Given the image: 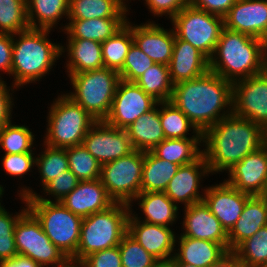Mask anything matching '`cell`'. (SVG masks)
Masks as SVG:
<instances>
[{"label":"cell","mask_w":267,"mask_h":267,"mask_svg":"<svg viewBox=\"0 0 267 267\" xmlns=\"http://www.w3.org/2000/svg\"><path fill=\"white\" fill-rule=\"evenodd\" d=\"M170 102L203 134L220 119L233 114V83L208 71L199 78L176 83Z\"/></svg>","instance_id":"1"},{"label":"cell","mask_w":267,"mask_h":267,"mask_svg":"<svg viewBox=\"0 0 267 267\" xmlns=\"http://www.w3.org/2000/svg\"><path fill=\"white\" fill-rule=\"evenodd\" d=\"M265 130L249 119L231 114L202 134L203 155L210 173L228 171L264 145Z\"/></svg>","instance_id":"2"},{"label":"cell","mask_w":267,"mask_h":267,"mask_svg":"<svg viewBox=\"0 0 267 267\" xmlns=\"http://www.w3.org/2000/svg\"><path fill=\"white\" fill-rule=\"evenodd\" d=\"M266 69L261 39L223 28L209 58V71L235 83Z\"/></svg>","instance_id":"3"},{"label":"cell","mask_w":267,"mask_h":267,"mask_svg":"<svg viewBox=\"0 0 267 267\" xmlns=\"http://www.w3.org/2000/svg\"><path fill=\"white\" fill-rule=\"evenodd\" d=\"M51 30L28 28L13 35L11 75L13 88L39 81L50 72L63 53L59 44L47 38ZM18 35L19 39L14 37Z\"/></svg>","instance_id":"4"},{"label":"cell","mask_w":267,"mask_h":267,"mask_svg":"<svg viewBox=\"0 0 267 267\" xmlns=\"http://www.w3.org/2000/svg\"><path fill=\"white\" fill-rule=\"evenodd\" d=\"M19 196L26 198L28 210L41 223L47 237L70 260L77 251L83 218L61 202L43 198L29 187L22 188Z\"/></svg>","instance_id":"5"},{"label":"cell","mask_w":267,"mask_h":267,"mask_svg":"<svg viewBox=\"0 0 267 267\" xmlns=\"http://www.w3.org/2000/svg\"><path fill=\"white\" fill-rule=\"evenodd\" d=\"M131 211L129 204L115 202L106 210L83 218L77 251L70 260L80 263L94 252L118 246L127 233Z\"/></svg>","instance_id":"6"},{"label":"cell","mask_w":267,"mask_h":267,"mask_svg":"<svg viewBox=\"0 0 267 267\" xmlns=\"http://www.w3.org/2000/svg\"><path fill=\"white\" fill-rule=\"evenodd\" d=\"M75 92L66 94L95 120H105L112 107L119 83V72L103 67L80 73H69Z\"/></svg>","instance_id":"7"},{"label":"cell","mask_w":267,"mask_h":267,"mask_svg":"<svg viewBox=\"0 0 267 267\" xmlns=\"http://www.w3.org/2000/svg\"><path fill=\"white\" fill-rule=\"evenodd\" d=\"M50 108L44 145L63 149L82 145L97 120L66 94L58 95Z\"/></svg>","instance_id":"8"},{"label":"cell","mask_w":267,"mask_h":267,"mask_svg":"<svg viewBox=\"0 0 267 267\" xmlns=\"http://www.w3.org/2000/svg\"><path fill=\"white\" fill-rule=\"evenodd\" d=\"M175 36L187 41L208 59L224 28V18L187 5L171 19Z\"/></svg>","instance_id":"9"},{"label":"cell","mask_w":267,"mask_h":267,"mask_svg":"<svg viewBox=\"0 0 267 267\" xmlns=\"http://www.w3.org/2000/svg\"><path fill=\"white\" fill-rule=\"evenodd\" d=\"M14 238L18 255L34 260L41 267H61L70 261L50 241L41 223L29 210L18 219Z\"/></svg>","instance_id":"10"},{"label":"cell","mask_w":267,"mask_h":267,"mask_svg":"<svg viewBox=\"0 0 267 267\" xmlns=\"http://www.w3.org/2000/svg\"><path fill=\"white\" fill-rule=\"evenodd\" d=\"M144 152L131 154L101 165L100 180L108 195L119 203L129 204L140 193Z\"/></svg>","instance_id":"11"},{"label":"cell","mask_w":267,"mask_h":267,"mask_svg":"<svg viewBox=\"0 0 267 267\" xmlns=\"http://www.w3.org/2000/svg\"><path fill=\"white\" fill-rule=\"evenodd\" d=\"M233 114L267 129V69L233 83Z\"/></svg>","instance_id":"12"},{"label":"cell","mask_w":267,"mask_h":267,"mask_svg":"<svg viewBox=\"0 0 267 267\" xmlns=\"http://www.w3.org/2000/svg\"><path fill=\"white\" fill-rule=\"evenodd\" d=\"M82 146L101 164L117 160L135 151L126 130L96 121L86 133Z\"/></svg>","instance_id":"13"},{"label":"cell","mask_w":267,"mask_h":267,"mask_svg":"<svg viewBox=\"0 0 267 267\" xmlns=\"http://www.w3.org/2000/svg\"><path fill=\"white\" fill-rule=\"evenodd\" d=\"M155 106H158V101L146 94L135 82L120 80L111 111L105 121L125 130L142 114L147 113Z\"/></svg>","instance_id":"14"},{"label":"cell","mask_w":267,"mask_h":267,"mask_svg":"<svg viewBox=\"0 0 267 267\" xmlns=\"http://www.w3.org/2000/svg\"><path fill=\"white\" fill-rule=\"evenodd\" d=\"M252 195L239 191L225 180L204 189L203 201L228 233L239 219L246 201Z\"/></svg>","instance_id":"15"},{"label":"cell","mask_w":267,"mask_h":267,"mask_svg":"<svg viewBox=\"0 0 267 267\" xmlns=\"http://www.w3.org/2000/svg\"><path fill=\"white\" fill-rule=\"evenodd\" d=\"M127 233L157 260H169L174 257L171 253L174 251L177 239L169 227L142 222L131 212L128 217Z\"/></svg>","instance_id":"16"},{"label":"cell","mask_w":267,"mask_h":267,"mask_svg":"<svg viewBox=\"0 0 267 267\" xmlns=\"http://www.w3.org/2000/svg\"><path fill=\"white\" fill-rule=\"evenodd\" d=\"M223 18L225 28L262 40L267 34V1L236 0Z\"/></svg>","instance_id":"17"},{"label":"cell","mask_w":267,"mask_h":267,"mask_svg":"<svg viewBox=\"0 0 267 267\" xmlns=\"http://www.w3.org/2000/svg\"><path fill=\"white\" fill-rule=\"evenodd\" d=\"M228 184L241 192L259 195L267 178V146L264 144L256 151L228 170Z\"/></svg>","instance_id":"18"},{"label":"cell","mask_w":267,"mask_h":267,"mask_svg":"<svg viewBox=\"0 0 267 267\" xmlns=\"http://www.w3.org/2000/svg\"><path fill=\"white\" fill-rule=\"evenodd\" d=\"M208 174H210L209 166L202 154L196 161L178 168L164 193L175 204L181 202L185 207L202 202L204 195L199 194V183L202 177Z\"/></svg>","instance_id":"19"},{"label":"cell","mask_w":267,"mask_h":267,"mask_svg":"<svg viewBox=\"0 0 267 267\" xmlns=\"http://www.w3.org/2000/svg\"><path fill=\"white\" fill-rule=\"evenodd\" d=\"M185 208L183 229L180 236L220 243L229 251L228 233L204 201Z\"/></svg>","instance_id":"20"},{"label":"cell","mask_w":267,"mask_h":267,"mask_svg":"<svg viewBox=\"0 0 267 267\" xmlns=\"http://www.w3.org/2000/svg\"><path fill=\"white\" fill-rule=\"evenodd\" d=\"M60 202L73 214L82 218L106 210L115 203L100 179L79 181Z\"/></svg>","instance_id":"21"},{"label":"cell","mask_w":267,"mask_h":267,"mask_svg":"<svg viewBox=\"0 0 267 267\" xmlns=\"http://www.w3.org/2000/svg\"><path fill=\"white\" fill-rule=\"evenodd\" d=\"M133 42L155 63L169 65L175 43L174 30H164L155 22L132 26Z\"/></svg>","instance_id":"22"},{"label":"cell","mask_w":267,"mask_h":267,"mask_svg":"<svg viewBox=\"0 0 267 267\" xmlns=\"http://www.w3.org/2000/svg\"><path fill=\"white\" fill-rule=\"evenodd\" d=\"M172 83L199 78L209 71V59L187 41L175 36L171 61L168 65Z\"/></svg>","instance_id":"23"},{"label":"cell","mask_w":267,"mask_h":267,"mask_svg":"<svg viewBox=\"0 0 267 267\" xmlns=\"http://www.w3.org/2000/svg\"><path fill=\"white\" fill-rule=\"evenodd\" d=\"M264 226H267V203L259 195H252L246 201L239 219L228 232L229 251H234Z\"/></svg>","instance_id":"24"},{"label":"cell","mask_w":267,"mask_h":267,"mask_svg":"<svg viewBox=\"0 0 267 267\" xmlns=\"http://www.w3.org/2000/svg\"><path fill=\"white\" fill-rule=\"evenodd\" d=\"M179 252L174 253L173 263H188L196 267H209L221 259L228 251L213 241L179 237Z\"/></svg>","instance_id":"25"},{"label":"cell","mask_w":267,"mask_h":267,"mask_svg":"<svg viewBox=\"0 0 267 267\" xmlns=\"http://www.w3.org/2000/svg\"><path fill=\"white\" fill-rule=\"evenodd\" d=\"M67 48L61 45V52L68 49V73H80L104 67L101 42L81 38H69Z\"/></svg>","instance_id":"26"},{"label":"cell","mask_w":267,"mask_h":267,"mask_svg":"<svg viewBox=\"0 0 267 267\" xmlns=\"http://www.w3.org/2000/svg\"><path fill=\"white\" fill-rule=\"evenodd\" d=\"M158 109L155 106L125 129L135 150L151 151L165 139Z\"/></svg>","instance_id":"27"},{"label":"cell","mask_w":267,"mask_h":267,"mask_svg":"<svg viewBox=\"0 0 267 267\" xmlns=\"http://www.w3.org/2000/svg\"><path fill=\"white\" fill-rule=\"evenodd\" d=\"M126 18L69 19L64 30L67 38H81L104 42L126 24Z\"/></svg>","instance_id":"28"},{"label":"cell","mask_w":267,"mask_h":267,"mask_svg":"<svg viewBox=\"0 0 267 267\" xmlns=\"http://www.w3.org/2000/svg\"><path fill=\"white\" fill-rule=\"evenodd\" d=\"M202 141V134H195L185 139H167L156 145L151 152L158 158L180 166L196 161L203 150L198 147Z\"/></svg>","instance_id":"29"},{"label":"cell","mask_w":267,"mask_h":267,"mask_svg":"<svg viewBox=\"0 0 267 267\" xmlns=\"http://www.w3.org/2000/svg\"><path fill=\"white\" fill-rule=\"evenodd\" d=\"M134 199L140 200L138 204L145 215L142 222L169 227L178 216V205L164 192H140Z\"/></svg>","instance_id":"30"},{"label":"cell","mask_w":267,"mask_h":267,"mask_svg":"<svg viewBox=\"0 0 267 267\" xmlns=\"http://www.w3.org/2000/svg\"><path fill=\"white\" fill-rule=\"evenodd\" d=\"M123 0H69L67 19L127 18Z\"/></svg>","instance_id":"31"},{"label":"cell","mask_w":267,"mask_h":267,"mask_svg":"<svg viewBox=\"0 0 267 267\" xmlns=\"http://www.w3.org/2000/svg\"><path fill=\"white\" fill-rule=\"evenodd\" d=\"M180 165L144 152V164L140 192H164Z\"/></svg>","instance_id":"32"},{"label":"cell","mask_w":267,"mask_h":267,"mask_svg":"<svg viewBox=\"0 0 267 267\" xmlns=\"http://www.w3.org/2000/svg\"><path fill=\"white\" fill-rule=\"evenodd\" d=\"M26 6L29 28L52 30L69 12V0H26Z\"/></svg>","instance_id":"33"},{"label":"cell","mask_w":267,"mask_h":267,"mask_svg":"<svg viewBox=\"0 0 267 267\" xmlns=\"http://www.w3.org/2000/svg\"><path fill=\"white\" fill-rule=\"evenodd\" d=\"M133 43L132 24H126L112 37L101 43L104 67L119 72Z\"/></svg>","instance_id":"34"},{"label":"cell","mask_w":267,"mask_h":267,"mask_svg":"<svg viewBox=\"0 0 267 267\" xmlns=\"http://www.w3.org/2000/svg\"><path fill=\"white\" fill-rule=\"evenodd\" d=\"M135 83L158 102L170 101L174 84L168 65L154 63Z\"/></svg>","instance_id":"35"},{"label":"cell","mask_w":267,"mask_h":267,"mask_svg":"<svg viewBox=\"0 0 267 267\" xmlns=\"http://www.w3.org/2000/svg\"><path fill=\"white\" fill-rule=\"evenodd\" d=\"M162 105L159 109V117L163 133L167 139H185L189 129L193 128L194 134H202L190 122L188 117L172 102L164 101L158 102Z\"/></svg>","instance_id":"36"},{"label":"cell","mask_w":267,"mask_h":267,"mask_svg":"<svg viewBox=\"0 0 267 267\" xmlns=\"http://www.w3.org/2000/svg\"><path fill=\"white\" fill-rule=\"evenodd\" d=\"M243 267H260L267 261V226L243 241L234 251Z\"/></svg>","instance_id":"37"},{"label":"cell","mask_w":267,"mask_h":267,"mask_svg":"<svg viewBox=\"0 0 267 267\" xmlns=\"http://www.w3.org/2000/svg\"><path fill=\"white\" fill-rule=\"evenodd\" d=\"M66 149L69 170L80 180L100 179L101 164L82 145Z\"/></svg>","instance_id":"38"},{"label":"cell","mask_w":267,"mask_h":267,"mask_svg":"<svg viewBox=\"0 0 267 267\" xmlns=\"http://www.w3.org/2000/svg\"><path fill=\"white\" fill-rule=\"evenodd\" d=\"M28 28L26 0H0V33L14 35Z\"/></svg>","instance_id":"39"},{"label":"cell","mask_w":267,"mask_h":267,"mask_svg":"<svg viewBox=\"0 0 267 267\" xmlns=\"http://www.w3.org/2000/svg\"><path fill=\"white\" fill-rule=\"evenodd\" d=\"M34 135L27 126L12 125L11 121L0 129V146L5 154L32 153Z\"/></svg>","instance_id":"40"},{"label":"cell","mask_w":267,"mask_h":267,"mask_svg":"<svg viewBox=\"0 0 267 267\" xmlns=\"http://www.w3.org/2000/svg\"><path fill=\"white\" fill-rule=\"evenodd\" d=\"M44 146H46L45 151H42V155H38L40 157L35 158L43 187L60 173L69 170L66 149Z\"/></svg>","instance_id":"41"},{"label":"cell","mask_w":267,"mask_h":267,"mask_svg":"<svg viewBox=\"0 0 267 267\" xmlns=\"http://www.w3.org/2000/svg\"><path fill=\"white\" fill-rule=\"evenodd\" d=\"M25 201L26 208L12 217L0 203V262L11 260L18 255L14 231L18 219L28 210L26 198L20 196Z\"/></svg>","instance_id":"42"},{"label":"cell","mask_w":267,"mask_h":267,"mask_svg":"<svg viewBox=\"0 0 267 267\" xmlns=\"http://www.w3.org/2000/svg\"><path fill=\"white\" fill-rule=\"evenodd\" d=\"M119 246L122 267H152L157 259L126 233Z\"/></svg>","instance_id":"43"},{"label":"cell","mask_w":267,"mask_h":267,"mask_svg":"<svg viewBox=\"0 0 267 267\" xmlns=\"http://www.w3.org/2000/svg\"><path fill=\"white\" fill-rule=\"evenodd\" d=\"M154 63L155 62L133 42L126 55L125 63L119 71L120 79L127 82H135Z\"/></svg>","instance_id":"44"},{"label":"cell","mask_w":267,"mask_h":267,"mask_svg":"<svg viewBox=\"0 0 267 267\" xmlns=\"http://www.w3.org/2000/svg\"><path fill=\"white\" fill-rule=\"evenodd\" d=\"M79 181L70 170H67L49 181L43 189L47 195L54 196L56 202H60L78 185Z\"/></svg>","instance_id":"45"},{"label":"cell","mask_w":267,"mask_h":267,"mask_svg":"<svg viewBox=\"0 0 267 267\" xmlns=\"http://www.w3.org/2000/svg\"><path fill=\"white\" fill-rule=\"evenodd\" d=\"M4 171L11 176H21L35 165L34 153L5 154L2 158Z\"/></svg>","instance_id":"46"},{"label":"cell","mask_w":267,"mask_h":267,"mask_svg":"<svg viewBox=\"0 0 267 267\" xmlns=\"http://www.w3.org/2000/svg\"><path fill=\"white\" fill-rule=\"evenodd\" d=\"M79 264L80 267H122L119 246L94 252Z\"/></svg>","instance_id":"47"},{"label":"cell","mask_w":267,"mask_h":267,"mask_svg":"<svg viewBox=\"0 0 267 267\" xmlns=\"http://www.w3.org/2000/svg\"><path fill=\"white\" fill-rule=\"evenodd\" d=\"M150 12L155 16H162L163 14L169 15L172 19L184 7L189 5L190 0H145Z\"/></svg>","instance_id":"48"},{"label":"cell","mask_w":267,"mask_h":267,"mask_svg":"<svg viewBox=\"0 0 267 267\" xmlns=\"http://www.w3.org/2000/svg\"><path fill=\"white\" fill-rule=\"evenodd\" d=\"M235 2L236 0H190L189 5L224 17Z\"/></svg>","instance_id":"49"},{"label":"cell","mask_w":267,"mask_h":267,"mask_svg":"<svg viewBox=\"0 0 267 267\" xmlns=\"http://www.w3.org/2000/svg\"><path fill=\"white\" fill-rule=\"evenodd\" d=\"M13 35L0 33V70L11 75ZM1 77V76H0Z\"/></svg>","instance_id":"50"},{"label":"cell","mask_w":267,"mask_h":267,"mask_svg":"<svg viewBox=\"0 0 267 267\" xmlns=\"http://www.w3.org/2000/svg\"><path fill=\"white\" fill-rule=\"evenodd\" d=\"M5 81H2L0 78V129L11 120V110H12V103L13 98L12 93H10V89H7Z\"/></svg>","instance_id":"51"},{"label":"cell","mask_w":267,"mask_h":267,"mask_svg":"<svg viewBox=\"0 0 267 267\" xmlns=\"http://www.w3.org/2000/svg\"><path fill=\"white\" fill-rule=\"evenodd\" d=\"M0 267H41L34 260L17 255L11 260L1 261Z\"/></svg>","instance_id":"52"},{"label":"cell","mask_w":267,"mask_h":267,"mask_svg":"<svg viewBox=\"0 0 267 267\" xmlns=\"http://www.w3.org/2000/svg\"><path fill=\"white\" fill-rule=\"evenodd\" d=\"M209 267H242V265L237 260L234 252L228 251L221 259Z\"/></svg>","instance_id":"53"},{"label":"cell","mask_w":267,"mask_h":267,"mask_svg":"<svg viewBox=\"0 0 267 267\" xmlns=\"http://www.w3.org/2000/svg\"><path fill=\"white\" fill-rule=\"evenodd\" d=\"M152 267H174L173 259L157 260L156 263Z\"/></svg>","instance_id":"54"},{"label":"cell","mask_w":267,"mask_h":267,"mask_svg":"<svg viewBox=\"0 0 267 267\" xmlns=\"http://www.w3.org/2000/svg\"><path fill=\"white\" fill-rule=\"evenodd\" d=\"M263 61L267 67V34L262 39Z\"/></svg>","instance_id":"55"},{"label":"cell","mask_w":267,"mask_h":267,"mask_svg":"<svg viewBox=\"0 0 267 267\" xmlns=\"http://www.w3.org/2000/svg\"><path fill=\"white\" fill-rule=\"evenodd\" d=\"M259 196L267 203V178H266L263 191L259 194Z\"/></svg>","instance_id":"56"},{"label":"cell","mask_w":267,"mask_h":267,"mask_svg":"<svg viewBox=\"0 0 267 267\" xmlns=\"http://www.w3.org/2000/svg\"><path fill=\"white\" fill-rule=\"evenodd\" d=\"M174 267H196L192 264H188V263H173Z\"/></svg>","instance_id":"57"},{"label":"cell","mask_w":267,"mask_h":267,"mask_svg":"<svg viewBox=\"0 0 267 267\" xmlns=\"http://www.w3.org/2000/svg\"><path fill=\"white\" fill-rule=\"evenodd\" d=\"M61 267H80V264L77 262H72L71 260L64 266Z\"/></svg>","instance_id":"58"},{"label":"cell","mask_w":267,"mask_h":267,"mask_svg":"<svg viewBox=\"0 0 267 267\" xmlns=\"http://www.w3.org/2000/svg\"><path fill=\"white\" fill-rule=\"evenodd\" d=\"M264 144L267 146V129H265V142Z\"/></svg>","instance_id":"59"},{"label":"cell","mask_w":267,"mask_h":267,"mask_svg":"<svg viewBox=\"0 0 267 267\" xmlns=\"http://www.w3.org/2000/svg\"><path fill=\"white\" fill-rule=\"evenodd\" d=\"M3 192H4V188L3 186L0 185V197L3 195Z\"/></svg>","instance_id":"60"},{"label":"cell","mask_w":267,"mask_h":267,"mask_svg":"<svg viewBox=\"0 0 267 267\" xmlns=\"http://www.w3.org/2000/svg\"><path fill=\"white\" fill-rule=\"evenodd\" d=\"M260 267H267V261L264 264H262Z\"/></svg>","instance_id":"61"}]
</instances>
